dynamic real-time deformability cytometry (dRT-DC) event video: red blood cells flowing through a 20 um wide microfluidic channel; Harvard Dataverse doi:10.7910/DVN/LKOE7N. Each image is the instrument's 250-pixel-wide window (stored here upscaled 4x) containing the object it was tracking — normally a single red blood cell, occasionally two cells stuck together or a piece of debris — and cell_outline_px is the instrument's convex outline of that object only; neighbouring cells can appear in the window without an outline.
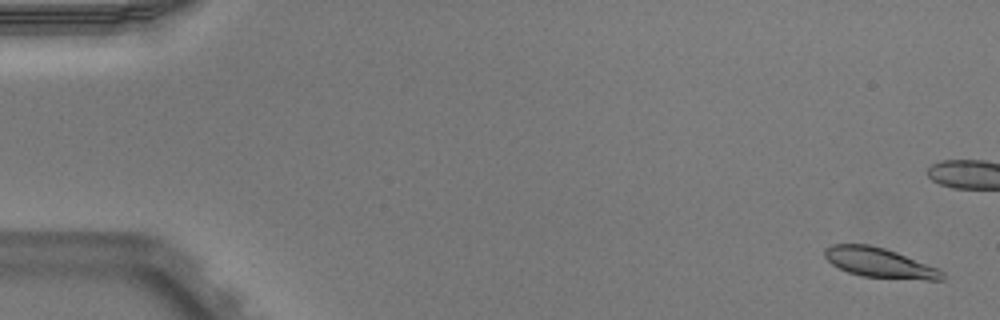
{"species": "Egyptian fruit bat (a non-hibernating species)", "species_latin": "Rousettus aegyptiacus", "temperature_condition": "warm", "stored_images_in_passage": 7, "camera_frame_rate_fps": 3000, "um_per_image_px": 0.085, "animal": {"sex": "male"}, "frame": {"image": 1, "passage_image": 2, "time_ms": 0.333, "image_size_px": [1000, 320], "cell_outline_px": [[944, 280], [924, 280], [860, 276], [848, 272], [832, 264], [824, 256], [824, 248], [832, 244], [868, 244], [884, 248], [896, 252], [940, 268], [944, 272]], "centroid_in_image_um": [74.79, 22.34], "position_along_channel_um": 10.2, "area_um2": 20.52}}